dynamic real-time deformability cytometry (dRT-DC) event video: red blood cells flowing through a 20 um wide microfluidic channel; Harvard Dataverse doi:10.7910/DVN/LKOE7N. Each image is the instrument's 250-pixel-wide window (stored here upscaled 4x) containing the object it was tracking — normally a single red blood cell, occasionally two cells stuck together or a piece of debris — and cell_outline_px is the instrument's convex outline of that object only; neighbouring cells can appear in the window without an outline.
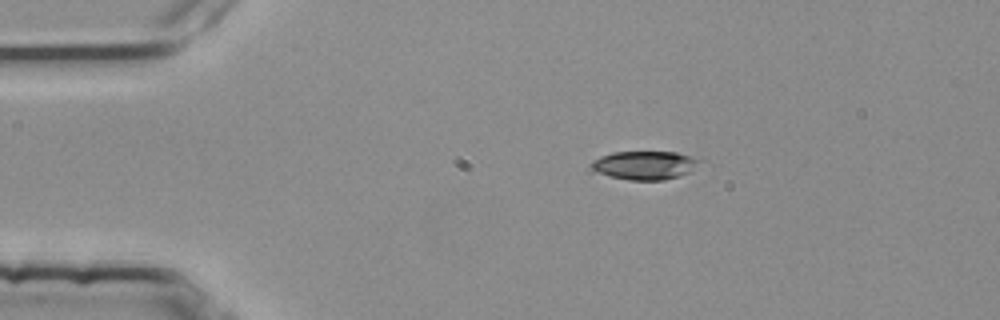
{"species": "common noctule bat (a hibernating species)", "species_latin": "Nyctalus noctula", "temperature_condition": "room temperature", "stored_images_in_passage": 45, "camera_frame_rate_fps": 3000, "um_per_image_px": 0.085, "animal": {"sex": "female", "body_mass_g": 25.1}, "frame": {"image": 1, "passage_image": 1, "time_ms": 0.0, "image_size_px": [1000, 320], "cell_outline_px": [[700, 160], [688, 172], [664, 180], [628, 180], [612, 176], [600, 172], [592, 168], [592, 160], [600, 156], [612, 152], [676, 152], [692, 156]], "centroid_in_image_um": [54.77, 14.03], "position_along_channel_um": 30.2, "area_um2": 17.51}}
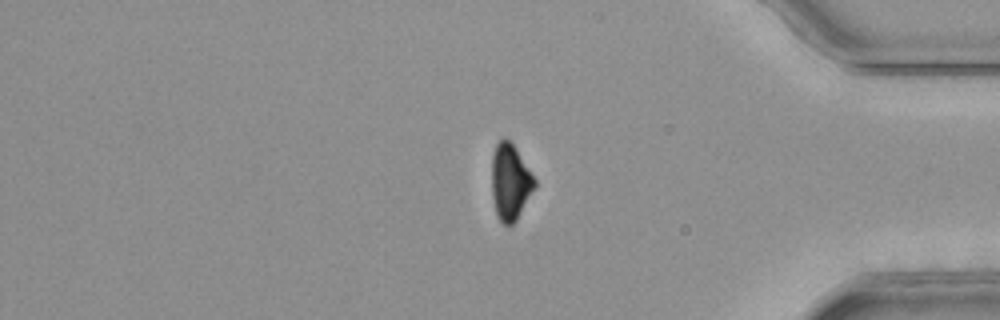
{"frame": {"image": 2, "passage_image": 36, "time_ms": 11.667, "image_size_px": [1000, 320], "cell_outline_px": [[536, 184], [516, 220], [512, 224], [500, 224], [496, 216], [492, 196], [492, 156], [496, 144], [504, 136], [516, 148], [536, 180]], "centroid_in_image_um": [43.34, 15.47], "position_along_channel_um": 391.9, "area_um2": 18.9}}
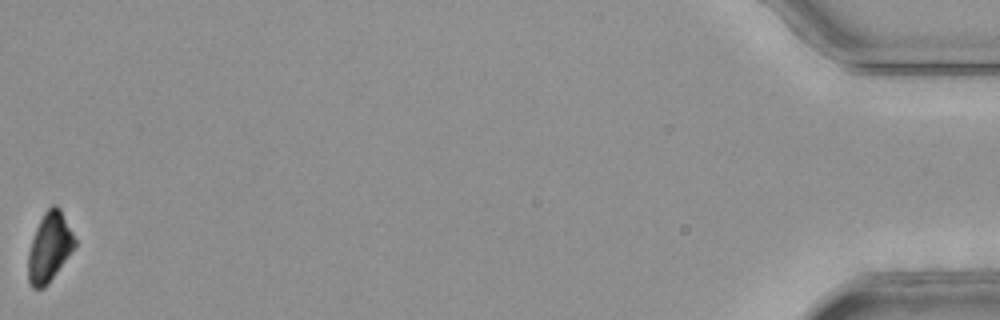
{"frame": {"image": 3, "passage_image": 45, "time_ms": 14.667, "image_size_px": [1000, 320], "cell_outline_px": [[76, 244], [48, 284], [44, 288], [32, 288], [28, 280], [28, 252], [36, 228], [44, 212], [52, 204], [56, 204], [60, 208], [76, 240]], "centroid_in_image_um": [4.18, 21.01], "position_along_channel_um": 431.0, "area_um2": 18.5}, "authors_computed_cell_mechanics": {"area_um2": 19.363, "velocity_mm_per_s": 3.8052, "shape_relaxation_time_tau1_ms": 2.9846, "shape_relaxation_time_tau2_ms": null, "deformation_change_tau1": 0.1402, "deformation_change_tau2": null}}